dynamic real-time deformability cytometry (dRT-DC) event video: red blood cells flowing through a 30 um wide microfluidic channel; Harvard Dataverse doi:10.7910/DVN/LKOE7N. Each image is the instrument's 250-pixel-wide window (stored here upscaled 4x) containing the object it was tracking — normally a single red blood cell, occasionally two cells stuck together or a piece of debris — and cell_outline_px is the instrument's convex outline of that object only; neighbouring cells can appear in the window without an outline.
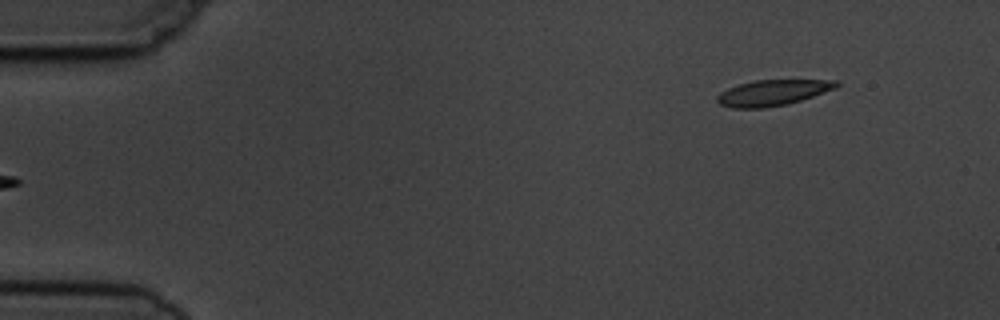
{"species": "common noctule bat (a hibernating species)", "species_latin": "Nyctalus noctula", "temperature_condition": "cold", "stored_images_in_passage": 4, "segment_of_instrument_passage": [2, 2], "camera_frame_rate_fps": 3000, "um_per_image_px": 0.085, "animal": {"sex": "male", "body_mass_g": 19.5, "forearm_length_mm": 54.6}, "frame": {"image": 1, "passage_image": 4, "time_ms": 3.667, "image_size_px": [1000, 320], "cell_outline_px": [[840, 84], [836, 88], [788, 104], [764, 108], [732, 108], [720, 104], [716, 100], [716, 96], [720, 92], [728, 88], [740, 84], [756, 80], [840, 80]], "centroid_in_image_um": [65.67, 7.88], "position_along_channel_um": 19.3, "area_um2": 17.86}}